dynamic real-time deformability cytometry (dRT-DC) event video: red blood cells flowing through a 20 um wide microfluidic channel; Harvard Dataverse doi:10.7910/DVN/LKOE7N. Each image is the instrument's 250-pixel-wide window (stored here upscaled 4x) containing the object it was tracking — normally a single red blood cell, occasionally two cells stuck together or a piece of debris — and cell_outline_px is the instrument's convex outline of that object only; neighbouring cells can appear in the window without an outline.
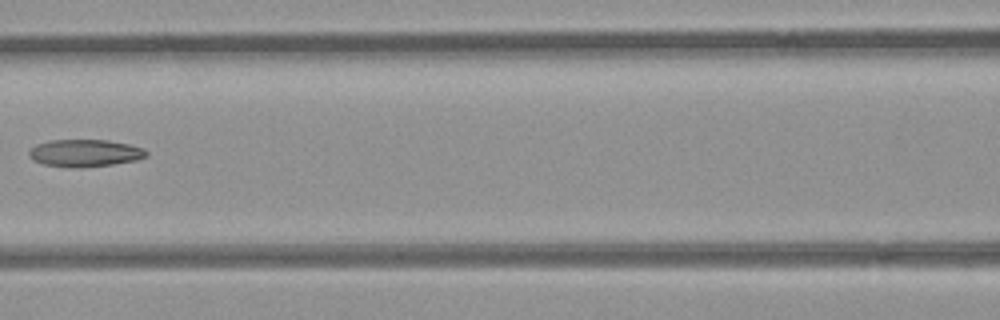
{"species": "common noctule bat (a hibernating species)", "species_latin": "Nyctalus noctula", "temperature_condition": "room temperature", "stored_images_in_passage": 6, "camera_frame_rate_fps": 3000, "um_per_image_px": 0.085, "animal": {"sex": "female", "body_mass_g": 21.9}, "frame": {"image": 1, "passage_image": 5, "time_ms": 5.333, "image_size_px": [1000, 320], "cell_outline_px": [[148, 156], [136, 160], [112, 164], [80, 168], [72, 168], [44, 164], [32, 160], [28, 156], [28, 152], [36, 144], [48, 140], [108, 140], [128, 144], [144, 148], [148, 152]], "centroid_in_image_um": [7.2, 13.01], "position_along_channel_um": 159.4, "area_um2": 18.79}}
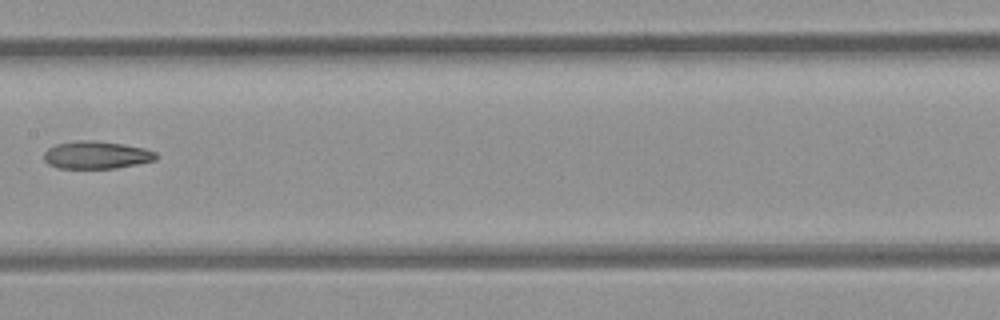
{"frame": {"image": 2, "passage_image": 6, "time_ms": 6.333, "image_size_px": [1000, 320], "cell_outline_px": [[160, 156], [156, 160], [116, 168], [56, 168], [48, 164], [44, 160], [44, 152], [48, 148], [56, 144], [80, 140], [88, 140], [120, 144], [144, 148], [156, 152]], "centroid_in_image_um": [8.19, 13.18], "position_along_channel_um": 199.2, "area_um2": 17.98}}